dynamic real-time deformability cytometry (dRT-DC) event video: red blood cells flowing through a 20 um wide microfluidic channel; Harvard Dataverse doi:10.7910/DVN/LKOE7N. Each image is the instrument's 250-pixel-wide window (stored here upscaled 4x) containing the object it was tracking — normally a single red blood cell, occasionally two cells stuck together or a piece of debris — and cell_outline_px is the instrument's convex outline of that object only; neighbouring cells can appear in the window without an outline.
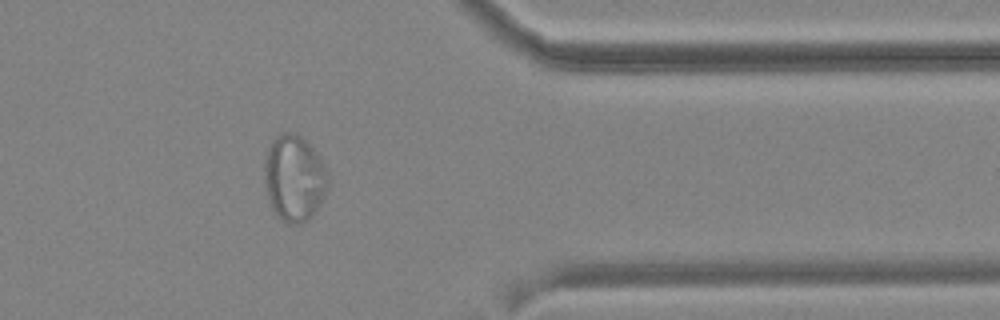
{"species": "common noctule bat (a hibernating species)", "species_latin": "Nyctalus noctula", "temperature_condition": "cold", "stored_images_in_passage": 19, "camera_frame_rate_fps": 3000, "um_per_image_px": 0.085, "animal": {"sex": "male", "body_mass_g": 19.2, "forearm_length_mm": 51.8}, "frame": {"image": 1, "passage_image": 16, "time_ms": 20.0, "image_size_px": [1000, 320], "cell_outline_px": [[328, 188], [324, 196], [312, 216], [308, 220], [300, 224], [288, 224], [280, 220], [276, 216], [268, 200], [264, 180], [264, 164], [268, 148], [272, 140], [276, 136], [284, 132], [296, 132], [312, 148], [324, 164], [328, 172]], "centroid_in_image_um": [24.99, 15.17], "position_along_channel_um": 386.4, "area_um2": 32.19}}